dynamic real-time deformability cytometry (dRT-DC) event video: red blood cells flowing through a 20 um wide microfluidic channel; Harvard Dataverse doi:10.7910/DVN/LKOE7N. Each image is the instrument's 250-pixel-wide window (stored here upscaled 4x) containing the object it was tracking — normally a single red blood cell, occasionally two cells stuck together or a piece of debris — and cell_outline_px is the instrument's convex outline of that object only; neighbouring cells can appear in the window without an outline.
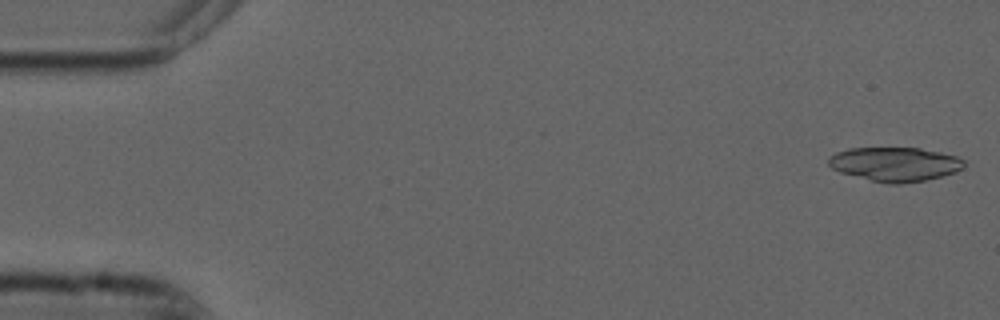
{"species": "common noctule bat (a hibernating species)", "species_latin": "Nyctalus noctula", "temperature_condition": "cold", "stored_images_in_passage": 53, "segment_of_instrument_passage": [1, 2], "camera_frame_rate_fps": 3000, "um_per_image_px": 0.085, "animal": {"sex": "male", "forearm_length_mm": 52.5}, "frame": {"image": 1, "passage_image": 1, "time_ms": 0.0, "image_size_px": [1000, 320], "cell_outline_px": [[964, 168], [956, 172], [924, 180], [900, 184], [888, 184], [840, 172], [832, 168], [828, 164], [828, 156], [836, 152], [848, 148], [920, 148], [940, 152], [956, 156], [964, 160]], "centroid_in_image_um": [76.06, 13.95], "position_along_channel_um": 8.9, "area_um2": 26.88}}